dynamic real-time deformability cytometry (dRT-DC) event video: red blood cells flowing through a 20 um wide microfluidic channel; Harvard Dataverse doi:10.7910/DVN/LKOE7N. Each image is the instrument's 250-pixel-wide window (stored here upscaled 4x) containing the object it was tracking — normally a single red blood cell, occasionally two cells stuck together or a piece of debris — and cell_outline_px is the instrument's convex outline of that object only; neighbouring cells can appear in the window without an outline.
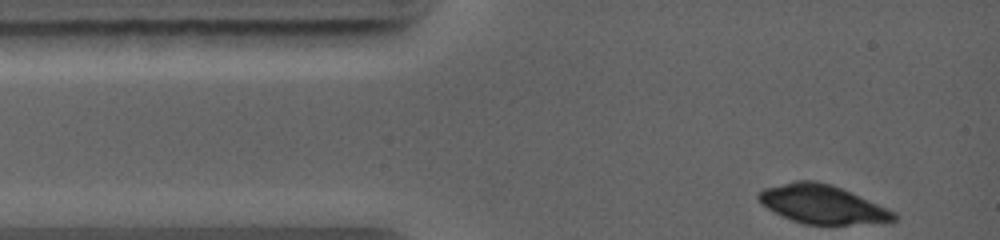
{"species": "common noctule bat (a hibernating species)", "species_latin": "Nyctalus noctula", "temperature_condition": "warm", "stored_images_in_passage": 3, "camera_frame_rate_fps": 5000, "um_per_image_px": 0.085, "animal": {"sex": "female", "body_mass_g": 19.0, "forearm_length_mm": 56.7}, "frame": {"image": 1, "passage_image": 1, "time_ms": 0.0, "image_size_px": [1000, 240], "cell_outline_px": [[900, 216], [892, 224], [804, 224], [792, 220], [768, 208], [756, 196], [764, 188], [796, 180], [816, 180], [832, 184], [896, 212]], "centroid_in_image_um": [70.0, 17.38], "position_along_channel_um": 15.0, "area_um2": 30.58}}